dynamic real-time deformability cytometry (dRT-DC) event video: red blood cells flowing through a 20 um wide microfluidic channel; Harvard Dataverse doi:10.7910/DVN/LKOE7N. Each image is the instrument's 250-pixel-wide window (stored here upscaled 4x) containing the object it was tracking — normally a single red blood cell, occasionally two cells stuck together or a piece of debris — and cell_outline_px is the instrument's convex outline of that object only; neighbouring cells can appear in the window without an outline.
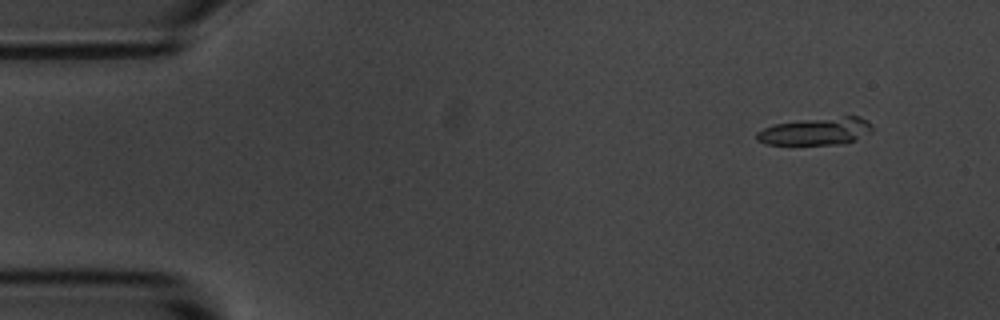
{"species": "common noctule bat (a hibernating species)", "species_latin": "Nyctalus noctula", "temperature_condition": "room temperature", "stored_images_in_passage": 5, "camera_frame_rate_fps": 3000, "um_per_image_px": 0.085, "animal": {"sex": "male", "body_mass_g": 20.1, "forearm_length_mm": 53.5}, "frame": {"image": 1, "passage_image": 1, "time_ms": 0.0, "image_size_px": [1000, 320], "cell_outline_px": [[872, 132], [856, 140], [844, 144], [764, 144], [756, 140], [756, 132], [772, 124], [800, 120], [844, 116], [860, 116], [872, 124]], "centroid_in_image_um": [69.37, 11.16], "position_along_channel_um": 15.6, "area_um2": 18.67}}